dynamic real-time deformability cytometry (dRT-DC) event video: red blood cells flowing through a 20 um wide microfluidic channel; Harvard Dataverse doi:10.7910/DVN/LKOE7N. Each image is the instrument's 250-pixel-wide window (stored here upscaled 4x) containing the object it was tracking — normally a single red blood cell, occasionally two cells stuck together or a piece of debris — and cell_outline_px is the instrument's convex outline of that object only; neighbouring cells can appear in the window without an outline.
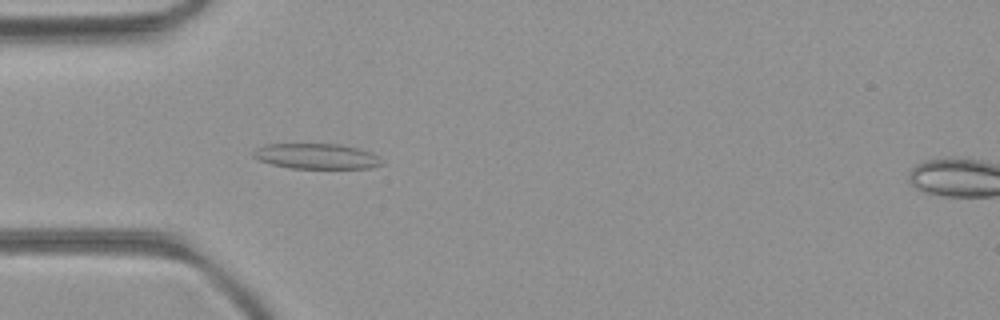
{"species": "common noctule bat (a hibernating species)", "species_latin": "Nyctalus noctula", "temperature_condition": "room temperature", "stored_images_in_passage": 52, "camera_frame_rate_fps": 3000, "um_per_image_px": 0.085, "animal": {"sex": "female", "body_mass_g": 21.9}, "frame": {"image": 1, "passage_image": 16, "time_ms": 5.0, "image_size_px": [1000, 320], "cell_outline_px": [[384, 164], [372, 168], [292, 168], [272, 164], [260, 160], [252, 156], [252, 152], [256, 148], [264, 144], [340, 144], [360, 148], [372, 152], [380, 156], [384, 160]], "centroid_in_image_um": [26.97, 13.27], "position_along_channel_um": 58.0, "area_um2": 19.25}}
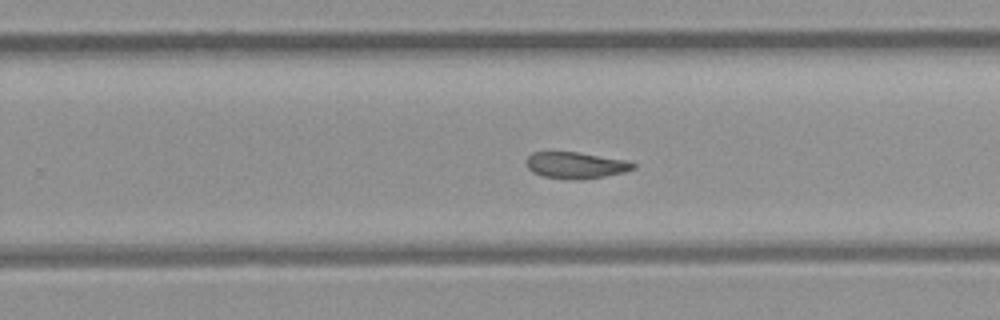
{"frame": {"image": 2, "passage_image": 33, "time_ms": 10.667, "image_size_px": [1000, 320], "cell_outline_px": [[636, 168], [624, 172], [604, 176], [572, 180], [544, 176], [532, 172], [524, 164], [524, 160], [532, 152], [576, 152], [628, 160], [636, 164]], "centroid_in_image_um": [48.91, 14.04], "position_along_channel_um": 280.9, "area_um2": 16.53}}
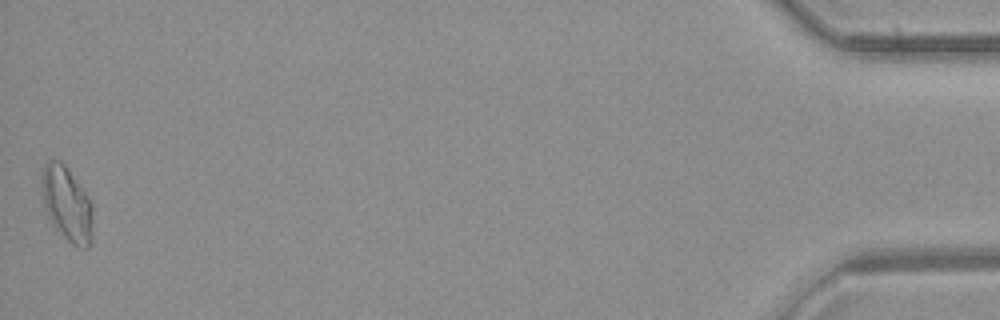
{"frame": {"image": 3, "passage_image": 52, "time_ms": 17.0, "image_size_px": [1000, 320], "cell_outline_px": [[92, 240], [88, 248], [80, 248], [72, 244], [64, 236], [52, 220], [44, 204], [40, 180], [44, 164], [48, 160], [60, 160], [64, 164], [84, 192], [92, 204]], "centroid_in_image_um": [5.69, 17.32], "position_along_channel_um": 429.5, "area_um2": 21.68}, "authors_computed_cell_mechanics": {"area_um2": 18.3804, "velocity_mm_per_s": 3.9946, "shape_relaxation_time_tau1_ms": null, "shape_relaxation_time_tau2_ms": 3.882, "deformation_change_tau1": null, "deformation_change_tau2": 0.0861}}